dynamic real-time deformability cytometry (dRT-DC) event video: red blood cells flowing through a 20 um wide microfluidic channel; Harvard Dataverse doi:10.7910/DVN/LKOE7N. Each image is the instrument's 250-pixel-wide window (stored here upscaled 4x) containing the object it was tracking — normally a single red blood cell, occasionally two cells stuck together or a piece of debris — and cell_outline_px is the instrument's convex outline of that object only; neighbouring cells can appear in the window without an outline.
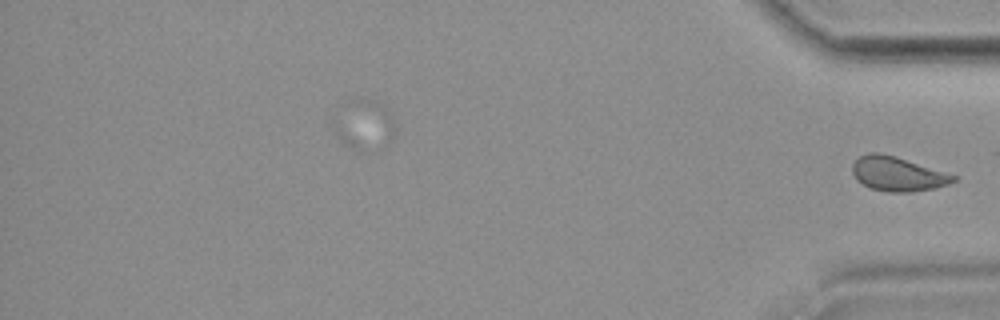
{"species": "common noctule bat (a hibernating species)", "species_latin": "Nyctalus noctula", "temperature_condition": "room temperature", "stored_images_in_passage": 42, "segment_of_instrument_passage": [2, 2], "camera_frame_rate_fps": 3000, "um_per_image_px": 0.085, "animal": {"sex": "female", "body_mass_g": 19.9}, "frame": {"image": 1, "passage_image": 42, "time_ms": 13.667, "image_size_px": [1000, 320], "cell_outline_px": [[960, 176], [956, 180], [948, 184], [936, 188], [908, 192], [888, 192], [872, 188], [856, 180], [852, 172], [852, 164], [860, 156], [868, 152], [876, 152], [896, 156]], "centroid_in_image_um": [76.33, 14.77], "position_along_channel_um": 358.9, "area_um2": 20.35}}